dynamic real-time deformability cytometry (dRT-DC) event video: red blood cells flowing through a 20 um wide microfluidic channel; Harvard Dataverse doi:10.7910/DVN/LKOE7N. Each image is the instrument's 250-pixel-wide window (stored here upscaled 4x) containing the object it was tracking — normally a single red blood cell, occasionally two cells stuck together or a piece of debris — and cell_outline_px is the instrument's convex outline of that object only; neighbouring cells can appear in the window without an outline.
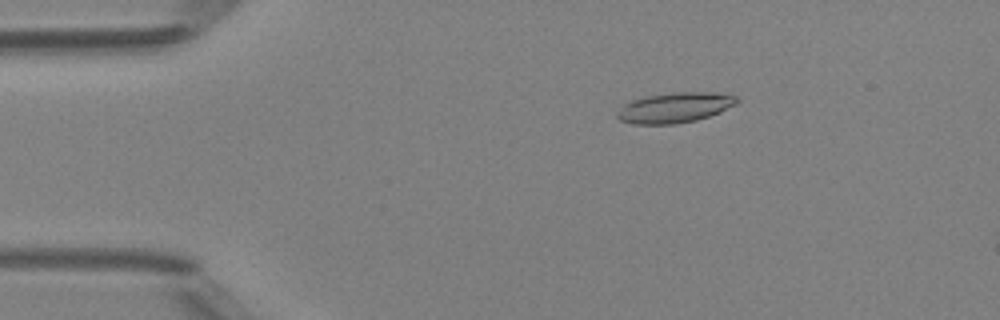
{"species": "Egyptian fruit bat (a non-hibernating species)", "species_latin": "Rousettus aegyptiacus", "temperature_condition": "room temperature", "stored_images_in_passage": 11, "camera_frame_rate_fps": 3000, "um_per_image_px": 0.085, "animal": {"sex": "female"}, "frame": {"image": 1, "passage_image": 9, "time_ms": 2.667, "image_size_px": [1000, 320], "cell_outline_px": [[740, 100], [736, 104], [720, 112], [696, 120], [676, 124], [632, 124], [620, 120], [616, 116], [616, 112], [624, 104], [632, 100], [648, 96], [672, 92], [716, 92], [736, 96]], "centroid_in_image_um": [57.36, 9.14], "position_along_channel_um": 27.6, "area_um2": 21.15}}